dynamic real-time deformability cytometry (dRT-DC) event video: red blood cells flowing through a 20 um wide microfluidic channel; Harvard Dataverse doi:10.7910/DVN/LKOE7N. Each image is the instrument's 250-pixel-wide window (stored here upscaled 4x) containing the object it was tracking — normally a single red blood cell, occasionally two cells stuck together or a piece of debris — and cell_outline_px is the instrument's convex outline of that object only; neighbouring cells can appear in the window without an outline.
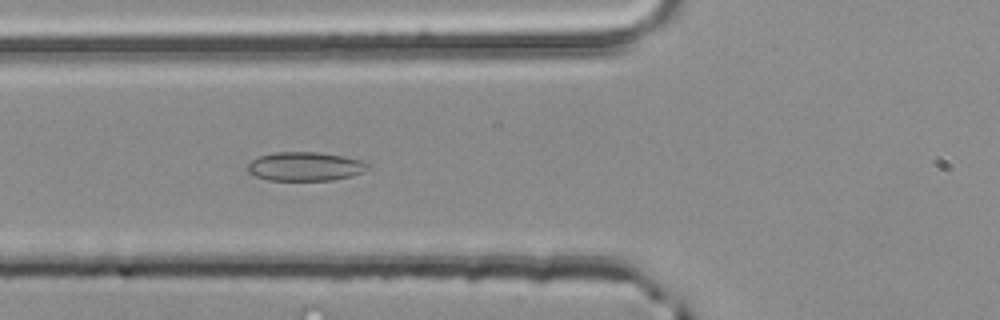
{"species": "common noctule bat (a hibernating species)", "species_latin": "Nyctalus noctula", "temperature_condition": "room temperature", "stored_images_in_passage": 51, "camera_frame_rate_fps": 3000, "um_per_image_px": 0.085, "animal": {"sex": "male", "body_mass_g": 20.4}, "frame": {"image": 1, "passage_image": 19, "time_ms": 6.0, "image_size_px": [1000, 320], "cell_outline_px": [[368, 168], [352, 176], [332, 180], [268, 180], [256, 176], [248, 172], [248, 164], [252, 160], [260, 156], [276, 152], [316, 152], [344, 156], [360, 160], [368, 164]], "centroid_in_image_um": [25.92, 14.15], "position_along_channel_um": 99.9, "area_um2": 20.0}}
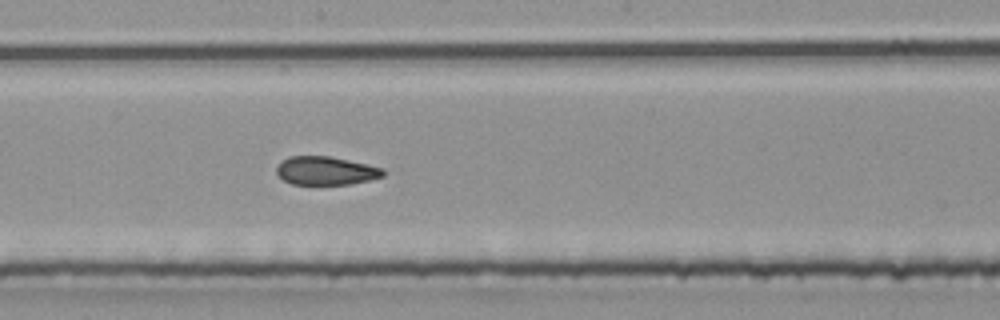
{"frame": {"image": 2, "passage_image": 28, "time_ms": 9.0, "image_size_px": [1000, 320], "cell_outline_px": [[384, 176], [352, 184], [292, 184], [284, 180], [276, 172], [276, 168], [288, 156], [328, 156], [348, 160], [384, 168]], "centroid_in_image_um": [27.71, 14.51], "position_along_channel_um": 220.5, "area_um2": 17.46}}
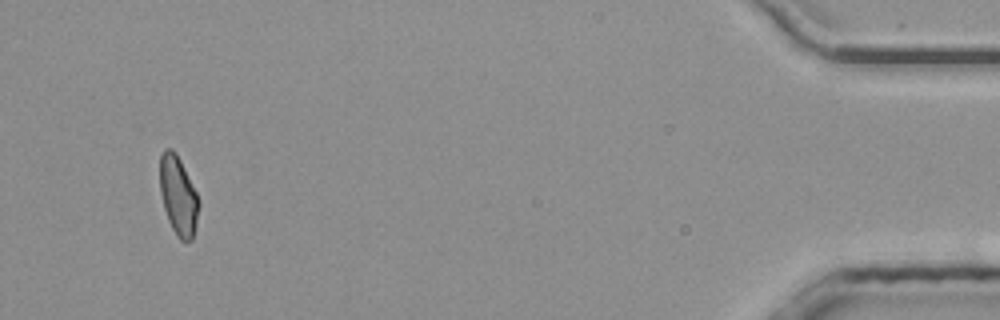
{"frame": {"image": 3, "passage_image": 49, "time_ms": 16.0, "image_size_px": [1000, 320], "cell_outline_px": [[200, 204], [196, 224], [192, 240], [184, 244], [176, 236], [168, 220], [164, 208], [160, 192], [160, 156], [164, 148], [172, 148], [176, 152], [196, 192]], "centroid_in_image_um": [15.15, 16.66], "position_along_channel_um": 420.1, "area_um2": 18.03}, "authors_computed_cell_mechanics": {"area_um2": 18.785, "velocity_mm_per_s": 4.0107, "shape_relaxation_time_tau1_ms": null, "shape_relaxation_time_tau2_ms": 3.4728, "deformation_change_tau1": null, "deformation_change_tau2": 0.0842}}